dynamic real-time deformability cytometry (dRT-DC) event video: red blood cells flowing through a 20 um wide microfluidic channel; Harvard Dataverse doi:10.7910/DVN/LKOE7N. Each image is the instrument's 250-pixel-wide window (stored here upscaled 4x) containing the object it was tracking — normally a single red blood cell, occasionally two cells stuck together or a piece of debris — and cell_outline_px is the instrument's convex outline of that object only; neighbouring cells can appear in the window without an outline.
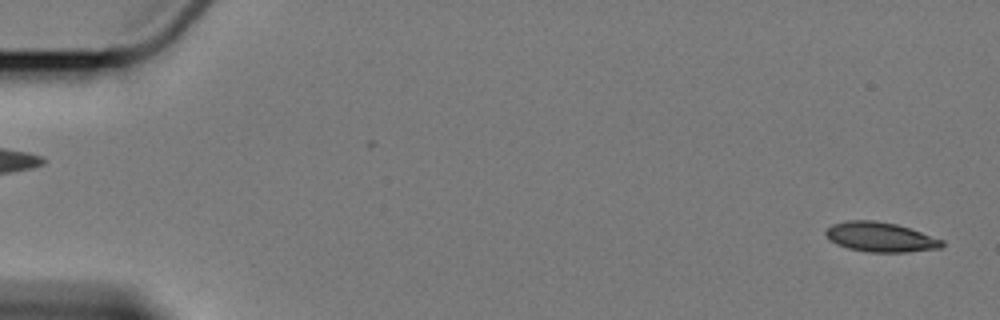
{"species": "Egyptian fruit bat (a non-hibernating species)", "species_latin": "Rousettus aegyptiacus", "temperature_condition": "cold", "stored_images_in_passage": 3, "segment_of_instrument_passage": [2, 2], "camera_frame_rate_fps": 3000, "um_per_image_px": 0.085, "animal": {"sex": "female"}, "frame": {"image": 1, "passage_image": 3, "time_ms": 2.333, "image_size_px": [1000, 320], "cell_outline_px": [[944, 244], [940, 248], [908, 252], [868, 252], [848, 248], [836, 244], [828, 240], [824, 232], [832, 224], [848, 220], [876, 220], [896, 224], [944, 240]], "centroid_in_image_um": [74.8, 20.15], "position_along_channel_um": 10.2, "area_um2": 20.11}}